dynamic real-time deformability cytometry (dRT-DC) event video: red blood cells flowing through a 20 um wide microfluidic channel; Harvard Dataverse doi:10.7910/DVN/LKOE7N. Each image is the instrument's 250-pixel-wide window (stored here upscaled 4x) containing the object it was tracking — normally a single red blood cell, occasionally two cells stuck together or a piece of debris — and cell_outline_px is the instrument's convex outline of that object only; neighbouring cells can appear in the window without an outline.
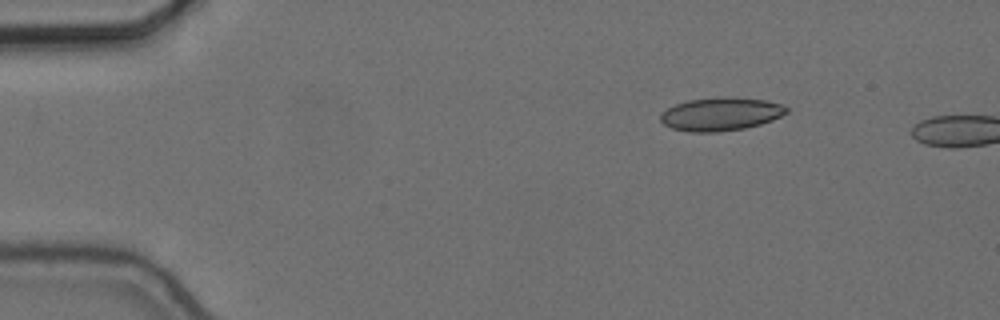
{"species": "common noctule bat (a hibernating species)", "species_latin": "Nyctalus noctula", "temperature_condition": "cold", "stored_images_in_passage": 3, "camera_frame_rate_fps": 3000, "um_per_image_px": 0.085, "animal": {"sex": "female", "body_mass_g": 24.6, "forearm_length_mm": 56.2}, "frame": {"image": 1, "passage_image": 1, "time_ms": 0.0, "image_size_px": [1000, 320], "cell_outline_px": [[788, 112], [772, 120], [760, 124], [744, 128], [716, 132], [688, 132], [672, 128], [664, 124], [660, 120], [660, 112], [676, 104], [688, 100], [716, 96], [732, 96], [764, 100], [784, 104], [788, 108]], "centroid_in_image_um": [61.26, 9.68], "position_along_channel_um": 23.7, "area_um2": 24.68}}